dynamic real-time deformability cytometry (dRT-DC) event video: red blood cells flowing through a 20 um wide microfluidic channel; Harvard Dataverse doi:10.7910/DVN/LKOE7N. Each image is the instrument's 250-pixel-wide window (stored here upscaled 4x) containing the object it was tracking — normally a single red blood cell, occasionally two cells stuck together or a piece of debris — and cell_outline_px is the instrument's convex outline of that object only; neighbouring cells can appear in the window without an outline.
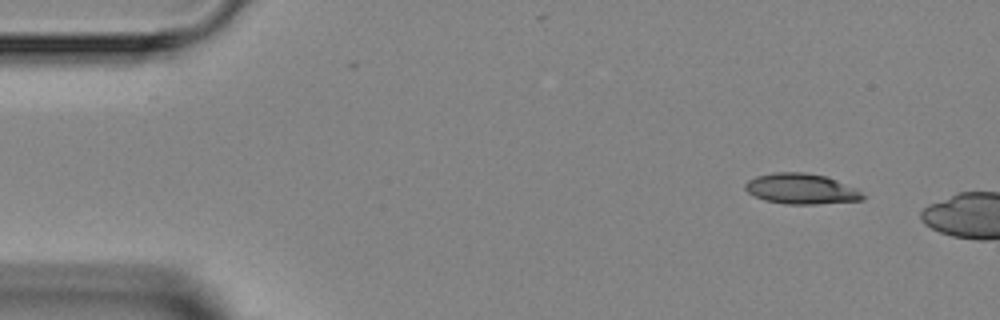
{"species": "Egyptian fruit bat (a non-hibernating species)", "species_latin": "Rousettus aegyptiacus", "temperature_condition": "room temperature", "stored_images_in_passage": 2, "camera_frame_rate_fps": 3000, "um_per_image_px": 0.085, "animal": {"sex": "female"}, "frame": {"image": 1, "passage_image": 1, "time_ms": 0.0, "image_size_px": [1000, 320], "cell_outline_px": [[864, 200], [816, 204], [784, 204], [764, 200], [748, 192], [744, 188], [744, 184], [748, 180], [756, 176], [772, 172], [804, 172], [828, 176], [856, 188], [864, 196]], "centroid_in_image_um": [68.1, 16.04], "position_along_channel_um": 16.9, "area_um2": 21.04}}